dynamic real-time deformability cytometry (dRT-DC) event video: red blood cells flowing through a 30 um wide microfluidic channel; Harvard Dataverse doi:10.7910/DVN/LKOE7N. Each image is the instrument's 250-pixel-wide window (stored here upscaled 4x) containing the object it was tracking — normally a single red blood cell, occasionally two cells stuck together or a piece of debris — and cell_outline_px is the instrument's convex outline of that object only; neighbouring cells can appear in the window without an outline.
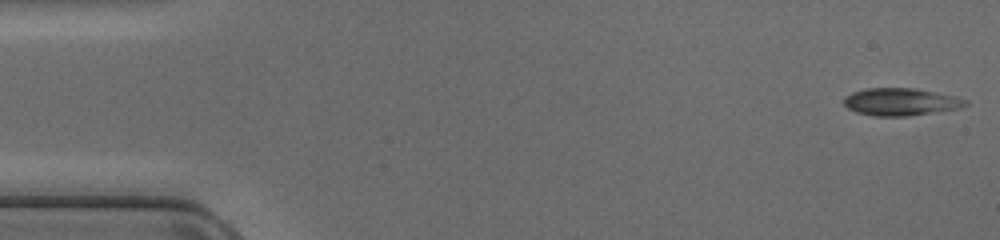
{"species": "common noctule bat (a hibernating species)", "species_latin": "Nyctalus noctula", "temperature_condition": "cold", "stored_images_in_passage": 47, "camera_frame_rate_fps": 3000, "um_per_image_px": 0.085, "animal": {"sex": "female", "body_mass_g": 17.0, "forearm_length_mm": 48.0}, "frame": {"image": 1, "passage_image": 1, "time_ms": 0.0, "image_size_px": [1000, 240], "cell_outline_px": [[968, 104], [960, 108], [908, 116], [876, 116], [856, 112], [848, 108], [844, 104], [844, 96], [852, 92], [864, 88], [916, 88], [956, 96], [968, 100]], "centroid_in_image_um": [76.56, 8.65], "position_along_channel_um": 8.4, "area_um2": 19.54}}
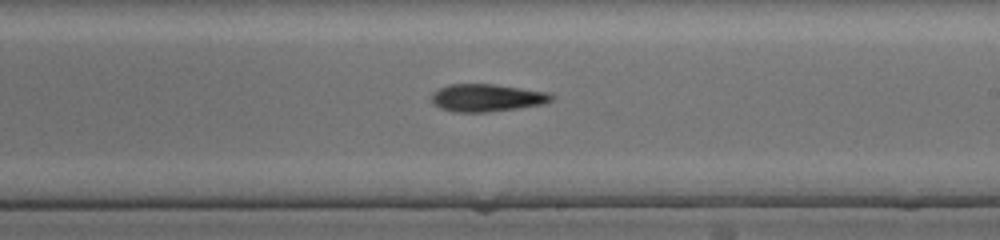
{"frame": {"image": 2, "passage_image": 27, "time_ms": 8.667, "image_size_px": [1000, 240], "cell_outline_px": [[552, 100], [544, 104], [488, 112], [456, 112], [440, 108], [432, 104], [432, 92], [448, 84], [492, 84], [548, 92], [552, 96]], "centroid_in_image_um": [41.34, 8.31], "position_along_channel_um": 247.7, "area_um2": 19.13}}
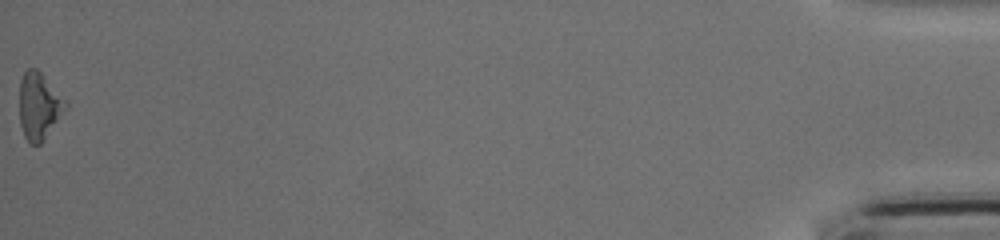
{"frame": {"image": 3, "passage_image": 47, "time_ms": 15.333, "image_size_px": [1000, 240], "cell_outline_px": [[68, 104], [40, 144], [32, 144], [24, 136], [20, 124], [20, 80], [24, 72], [28, 68], [36, 68], [40, 72]], "centroid_in_image_um": [3.27, 8.99], "position_along_channel_um": 431.9, "area_um2": 17.28}}